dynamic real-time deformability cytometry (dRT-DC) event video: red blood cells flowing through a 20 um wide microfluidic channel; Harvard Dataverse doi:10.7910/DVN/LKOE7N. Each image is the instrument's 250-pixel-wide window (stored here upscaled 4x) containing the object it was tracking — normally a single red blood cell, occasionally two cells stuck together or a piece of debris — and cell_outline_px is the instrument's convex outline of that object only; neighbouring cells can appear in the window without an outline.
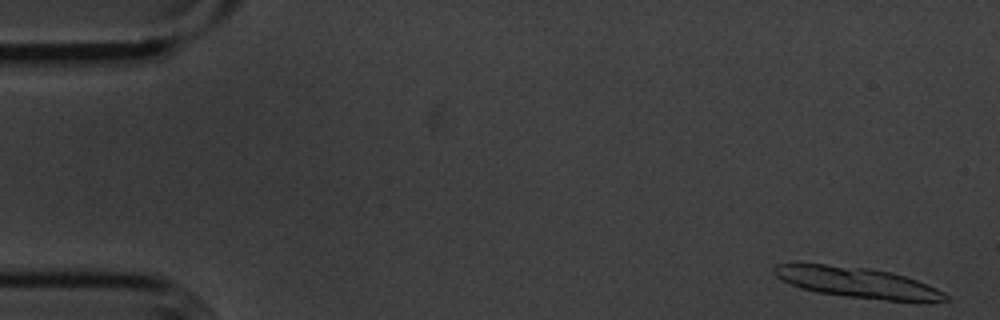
{"species": "common noctule bat (a hibernating species)", "species_latin": "Nyctalus noctula", "temperature_condition": "cold", "stored_images_in_passage": 13, "camera_frame_rate_fps": 3000, "um_per_image_px": 0.085, "animal": {"sex": "male", "body_mass_g": 20.1, "forearm_length_mm": 53.5}, "frame": {"image": 1, "passage_image": 1, "time_ms": 0.0, "image_size_px": [1000, 320], "cell_outline_px": [[948, 300], [928, 304], [848, 296], [816, 292], [800, 288], [776, 276], [772, 272], [772, 268], [776, 264], [824, 264], [868, 268], [892, 272], [928, 284], [944, 292], [948, 296]], "centroid_in_image_um": [72.98, 24.04], "position_along_channel_um": 12.0, "area_um2": 30.63}}